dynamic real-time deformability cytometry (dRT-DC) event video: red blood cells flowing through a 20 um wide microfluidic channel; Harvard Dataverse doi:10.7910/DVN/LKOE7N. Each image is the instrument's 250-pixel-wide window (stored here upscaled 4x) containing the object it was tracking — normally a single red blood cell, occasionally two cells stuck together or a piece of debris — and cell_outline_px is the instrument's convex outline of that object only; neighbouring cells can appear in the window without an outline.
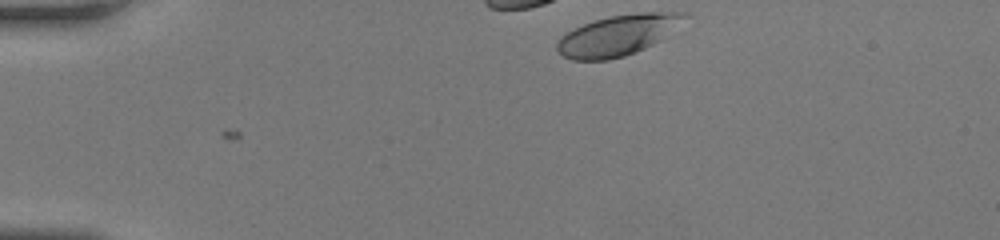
{"species": "human", "species_latin": "Homo sapiens", "temperature_condition": "room temperature", "stored_images_in_passage": 32, "camera_frame_rate_fps": 3000, "um_per_image_px": 0.085, "donor": {"sex": "female"}, "frame": {"image": 1, "passage_image": 1, "time_ms": 0.0, "image_size_px": [1000, 240], "cell_outline_px": [[692, 16], [660, 40], [636, 52], [624, 56], [608, 60], [572, 60], [564, 56], [556, 48], [556, 44], [560, 36], [584, 24], [608, 16], [640, 12], [684, 12]], "centroid_in_image_um": [52.56, 2.98], "position_along_channel_um": 32.4, "area_um2": 30.11}}
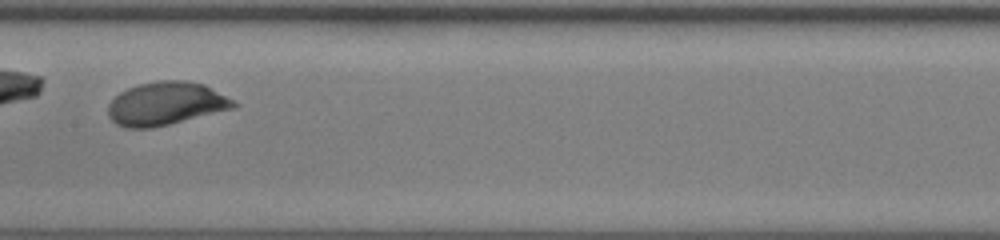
{"frame": {"image": 2, "passage_image": 18, "time_ms": 5.667, "image_size_px": [1000, 240], "cell_outline_px": [[240, 104], [236, 108], [152, 128], [124, 128], [116, 124], [108, 116], [108, 104], [120, 92], [128, 88], [140, 84], [156, 80], [184, 80], [204, 84], [236, 100]], "centroid_in_image_um": [14.14, 8.81], "position_along_channel_um": 193.3, "area_um2": 31.91}}
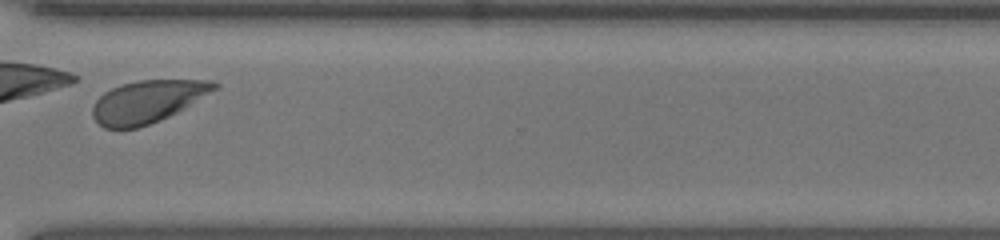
{"frame": {"image": 3, "passage_image": 30, "time_ms": 9.667, "image_size_px": [1000, 240], "cell_outline_px": [[220, 88], [176, 112], [160, 120], [136, 128], [104, 128], [92, 116], [92, 104], [104, 92], [112, 88], [136, 80], [212, 80], [220, 84]], "centroid_in_image_um": [12.55, 8.61], "position_along_channel_um": 358.0, "area_um2": 29.94}, "authors_computed_cell_mechanics": {"area_um2": 30.1716, "velocity_mm_per_s": 4.0999, "shape_relaxation_time_tau1_ms": 3.4223, "shape_relaxation_time_tau2_ms": null, "deformation_change_tau1": 0.1716, "deformation_change_tau2": null}}